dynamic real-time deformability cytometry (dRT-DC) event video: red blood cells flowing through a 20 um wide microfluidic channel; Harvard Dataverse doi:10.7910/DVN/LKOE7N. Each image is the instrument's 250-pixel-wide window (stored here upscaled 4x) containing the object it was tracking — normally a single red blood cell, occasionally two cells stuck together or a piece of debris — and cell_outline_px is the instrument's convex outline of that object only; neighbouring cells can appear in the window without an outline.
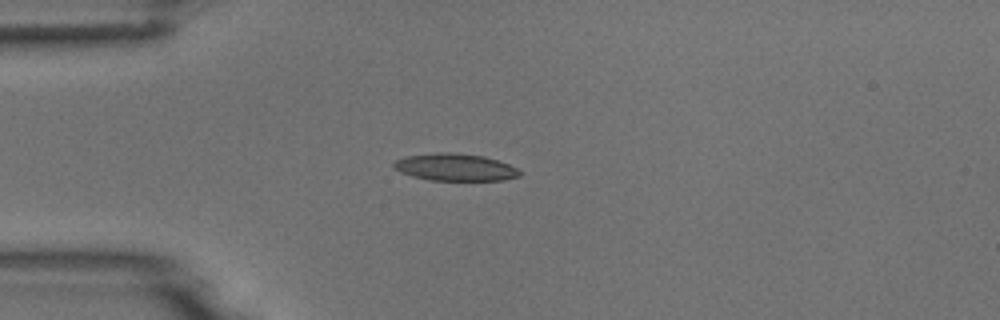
{"species": "common noctule bat (a hibernating species)", "species_latin": "Nyctalus noctula", "temperature_condition": "room temperature", "stored_images_in_passage": 4, "camera_frame_rate_fps": 3000, "um_per_image_px": 0.085, "animal": {"sex": "male", "body_mass_g": 18.8}, "frame": {"image": 1, "passage_image": 1, "time_ms": 0.0, "image_size_px": [1000, 320], "cell_outline_px": [[524, 172], [520, 176], [504, 180], [428, 180], [412, 176], [400, 172], [392, 168], [392, 164], [396, 160], [404, 156], [440, 152], [452, 152], [484, 156], [508, 164]], "centroid_in_image_um": [38.67, 14.21], "position_along_channel_um": 46.3, "area_um2": 20.11}}